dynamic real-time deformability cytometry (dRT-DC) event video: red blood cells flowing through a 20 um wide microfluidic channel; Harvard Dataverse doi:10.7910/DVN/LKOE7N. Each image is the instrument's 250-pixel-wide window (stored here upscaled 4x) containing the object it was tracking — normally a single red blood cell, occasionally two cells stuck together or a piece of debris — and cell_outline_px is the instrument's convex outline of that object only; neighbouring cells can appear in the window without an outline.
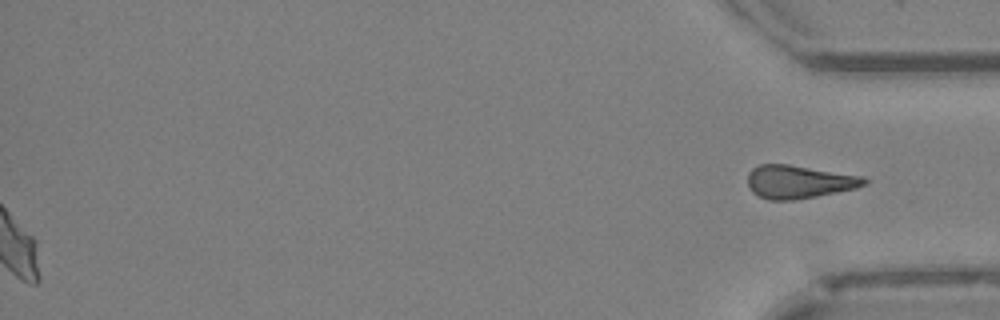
{"species": "Egyptian fruit bat (a non-hibernating species)", "species_latin": "Rousettus aegyptiacus", "temperature_condition": "cold", "stored_images_in_passage": 49, "segment_of_instrument_passage": [2, 2], "camera_frame_rate_fps": 3000, "um_per_image_px": 0.085, "animal": {"sex": "female"}, "frame": {"image": 1, "passage_image": 49, "time_ms": 16.0, "image_size_px": [1000, 320], "cell_outline_px": [[868, 184], [856, 188], [816, 196], [792, 200], [768, 200], [752, 192], [748, 184], [748, 172], [752, 168], [760, 164], [788, 164], [864, 176], [868, 180]], "centroid_in_image_um": [67.91, 15.44], "position_along_channel_um": 367.3, "area_um2": 22.54}}